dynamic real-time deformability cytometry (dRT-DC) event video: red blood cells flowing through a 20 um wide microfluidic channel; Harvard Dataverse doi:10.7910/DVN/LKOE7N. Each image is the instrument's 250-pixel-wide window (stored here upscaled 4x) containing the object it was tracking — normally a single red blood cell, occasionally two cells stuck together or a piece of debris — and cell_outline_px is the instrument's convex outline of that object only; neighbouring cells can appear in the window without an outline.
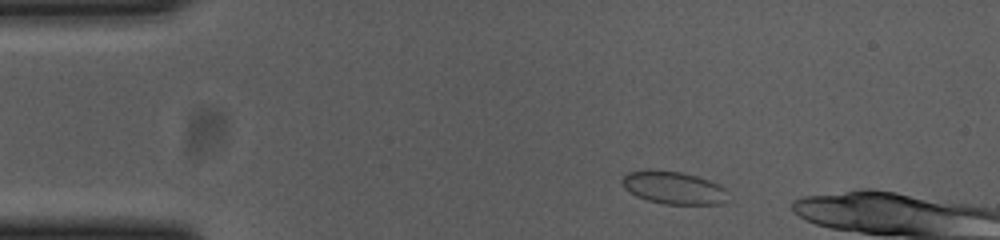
{"species": "common noctule bat (a hibernating species)", "species_latin": "Nyctalus noctula", "temperature_condition": "cold", "stored_images_in_passage": 9, "camera_frame_rate_fps": 3000, "um_per_image_px": 0.085, "animal": {"sex": "female", "body_mass_g": 23.0, "forearm_length_mm": 53.4}, "frame": {"image": 1, "passage_image": 3, "time_ms": 0.667, "image_size_px": [1000, 240], "cell_outline_px": [[728, 200], [720, 204], [664, 204], [648, 200], [636, 196], [624, 188], [620, 180], [628, 172], [680, 172], [696, 176], [708, 180], [724, 188]], "centroid_in_image_um": [57.26, 16.0], "position_along_channel_um": 27.7, "area_um2": 19.48}}